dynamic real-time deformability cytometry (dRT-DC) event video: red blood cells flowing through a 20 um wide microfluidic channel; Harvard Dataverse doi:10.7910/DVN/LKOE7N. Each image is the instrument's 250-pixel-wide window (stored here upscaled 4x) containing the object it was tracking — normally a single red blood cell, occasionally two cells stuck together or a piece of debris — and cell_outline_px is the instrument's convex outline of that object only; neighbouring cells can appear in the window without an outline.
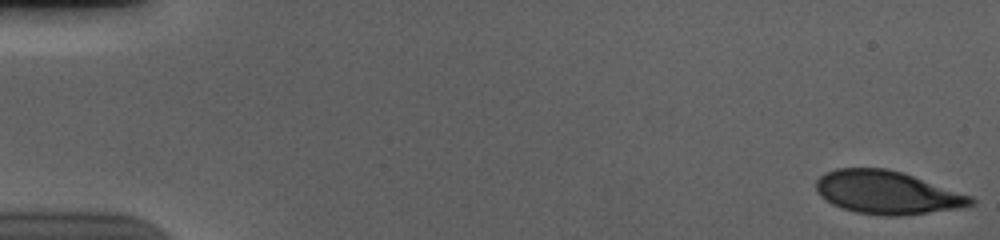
{"species": "human", "species_latin": "Homo sapiens", "temperature_condition": "cold", "stored_images_in_passage": 56, "camera_frame_rate_fps": 3000, "um_per_image_px": 0.085, "donor": {"sex": "male"}, "frame": {"image": 1, "passage_image": 1, "time_ms": 0.0, "image_size_px": [1000, 240], "cell_outline_px": [[976, 204], [960, 208], [900, 216], [888, 216], [856, 212], [840, 208], [832, 204], [820, 196], [816, 188], [816, 180], [824, 172], [836, 168], [884, 168], [904, 172], [972, 196], [976, 200]], "centroid_in_image_um": [75.41, 16.36], "position_along_channel_um": 9.6, "area_um2": 39.13}}
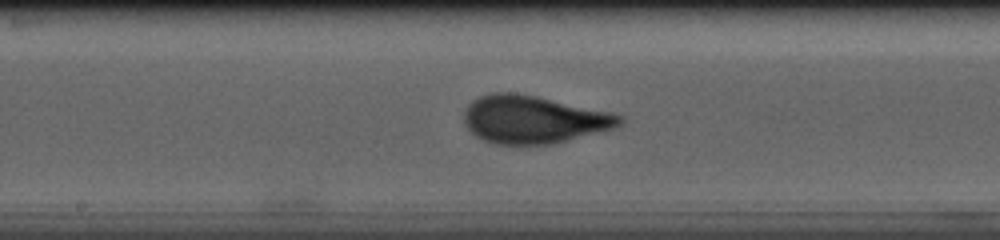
{"frame": {"image": 2, "passage_image": 30, "time_ms": 9.667, "image_size_px": [1000, 240], "cell_outline_px": [[624, 120], [620, 124], [612, 128], [556, 144], [520, 148], [492, 144], [480, 140], [464, 124], [464, 112], [468, 104], [472, 100], [480, 96], [492, 92], [516, 92], [536, 96], [612, 112], [624, 116]], "centroid_in_image_um": [45.3, 10.2], "position_along_channel_um": 202.9, "area_um2": 44.51}}
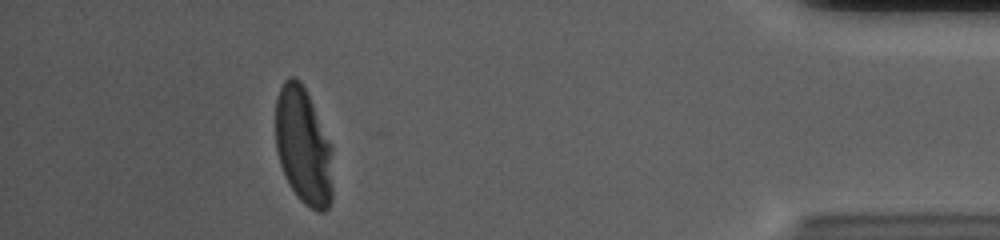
{"frame": {"image": 3, "passage_image": 51, "time_ms": 16.667, "image_size_px": [1000, 240], "cell_outline_px": [[332, 200], [328, 208], [324, 212], [316, 212], [304, 204], [300, 200], [284, 176], [280, 164], [276, 148], [276, 100], [280, 88], [284, 80], [288, 76], [292, 76], [300, 80], [332, 144]], "centroid_in_image_um": [25.79, 12.46], "position_along_channel_um": 409.4, "area_um2": 39.25}, "authors_computed_cell_mechanics": {"area_um2": 41.3848, "velocity_mm_per_s": 3.676, "shape_relaxation_time_tau1_ms": 4.1792, "shape_relaxation_time_tau2_ms": null, "deformation_change_tau1": 0.1486, "deformation_change_tau2": null}}